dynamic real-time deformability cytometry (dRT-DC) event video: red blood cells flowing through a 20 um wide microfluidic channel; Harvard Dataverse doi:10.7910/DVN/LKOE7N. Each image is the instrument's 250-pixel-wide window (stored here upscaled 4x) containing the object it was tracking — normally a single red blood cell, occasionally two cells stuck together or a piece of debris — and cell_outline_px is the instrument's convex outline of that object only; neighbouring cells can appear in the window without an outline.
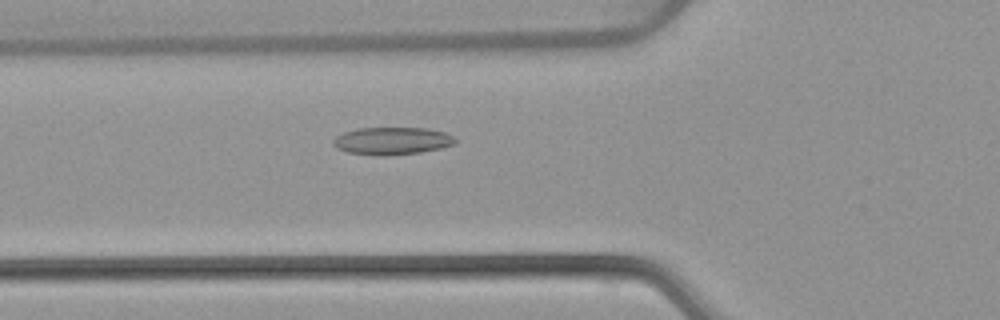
{"species": "common noctule bat (a hibernating species)", "species_latin": "Nyctalus noctula", "temperature_condition": "warm", "stored_images_in_passage": 54, "camera_frame_rate_fps": 3000, "um_per_image_px": 0.085, "animal": {"sex": "female", "body_mass_g": 22.7, "forearm_length_mm": 54.2}, "frame": {"image": 1, "passage_image": 20, "time_ms": 6.333, "image_size_px": [1000, 320], "cell_outline_px": [[456, 144], [440, 148], [420, 152], [388, 156], [348, 152], [336, 148], [332, 144], [332, 140], [336, 136], [344, 132], [360, 128], [428, 128], [444, 132], [452, 136], [456, 140]], "centroid_in_image_um": [33.32, 11.97], "position_along_channel_um": 92.5, "area_um2": 19.48}}
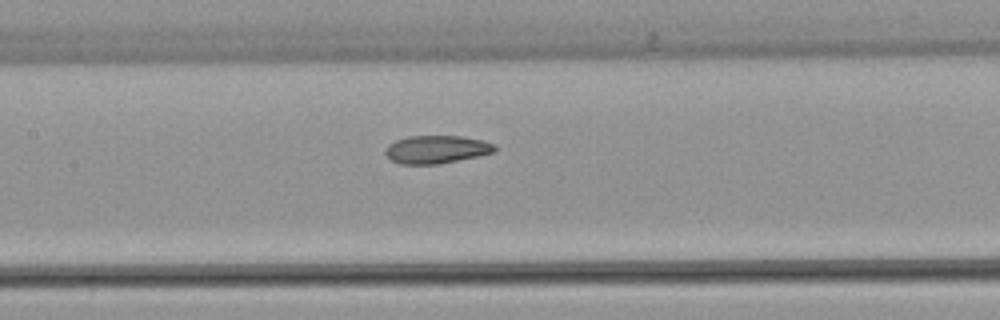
{"frame": {"image": 2, "passage_image": 26, "time_ms": 8.333, "image_size_px": [1000, 320], "cell_outline_px": [[496, 152], [436, 164], [400, 164], [392, 160], [384, 152], [384, 148], [388, 144], [396, 140], [408, 136], [460, 136], [484, 140], [496, 144]], "centroid_in_image_um": [37.1, 12.69], "position_along_channel_um": 170.3, "area_um2": 17.8}}
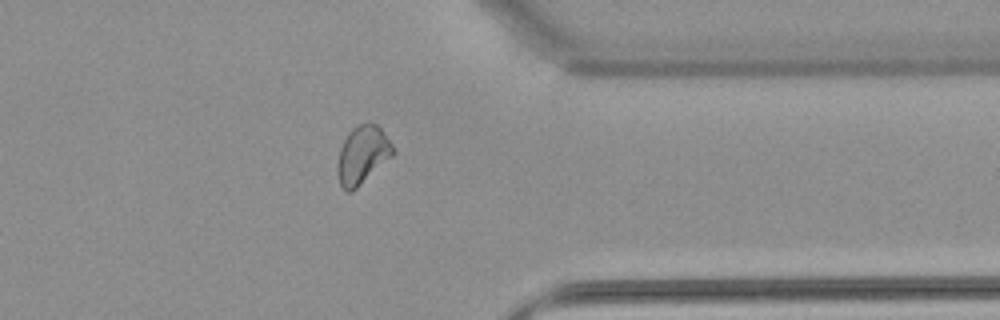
{"frame": {"image": 3, "passage_image": 43, "time_ms": 14.0, "image_size_px": [1000, 320], "cell_outline_px": [[396, 152], [392, 156], [352, 192], [348, 192], [340, 184], [336, 172], [336, 168], [340, 148], [348, 132], [352, 128], [360, 124], [376, 124], [380, 128], [392, 144]], "centroid_in_image_um": [30.79, 13.18], "position_along_channel_um": 380.6, "area_um2": 18.55}, "authors_computed_cell_mechanics": {"area_um2": 19.2763, "velocity_mm_per_s": 3.8652, "shape_relaxation_time_tau1_ms": null, "shape_relaxation_time_tau2_ms": 2.4639, "deformation_change_tau1": null, "deformation_change_tau2": 0.0878}}